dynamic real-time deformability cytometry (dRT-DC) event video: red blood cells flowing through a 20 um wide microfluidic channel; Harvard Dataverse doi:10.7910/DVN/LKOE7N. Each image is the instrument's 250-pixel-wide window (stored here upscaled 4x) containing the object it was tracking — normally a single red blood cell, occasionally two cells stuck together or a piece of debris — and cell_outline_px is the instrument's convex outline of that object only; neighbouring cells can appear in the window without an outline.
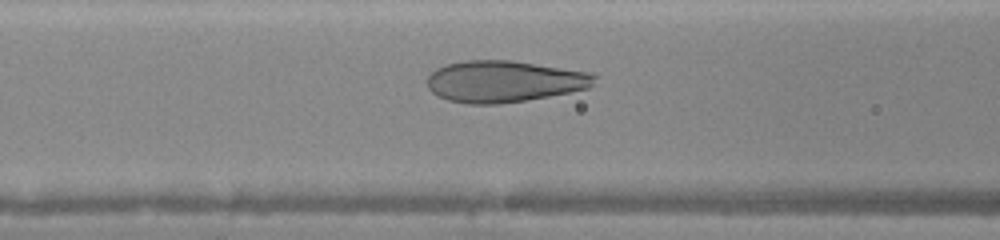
{"species": "human", "species_latin": "Homo sapiens", "temperature_condition": "warm", "stored_images_in_passage": 34, "camera_frame_rate_fps": 3000, "um_per_image_px": 0.085, "donor": {"sex": "female"}, "frame": {"image": 1, "passage_image": 14, "time_ms": 4.333, "image_size_px": [1000, 240], "cell_outline_px": [[596, 76], [592, 84], [588, 88], [548, 96], [500, 104], [468, 104], [448, 100], [436, 96], [428, 88], [428, 76], [436, 68], [444, 64], [464, 60], [512, 60], [588, 72]], "centroid_in_image_um": [42.78, 6.91], "position_along_channel_um": 123.8, "area_um2": 40.4}}
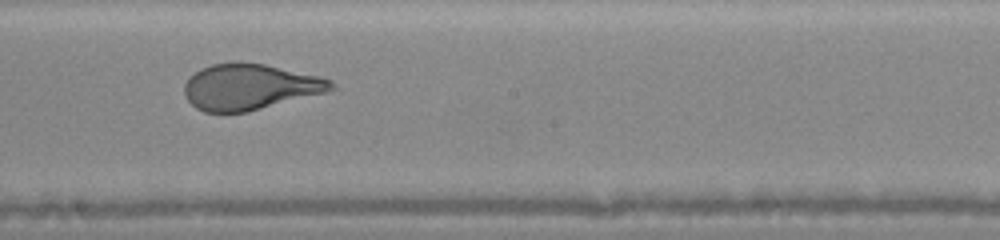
{"frame": {"image": 2, "passage_image": 21, "time_ms": 6.667, "image_size_px": [1000, 240], "cell_outline_px": [[336, 88], [324, 92], [248, 112], [204, 112], [196, 108], [188, 100], [184, 92], [184, 84], [188, 76], [200, 68], [212, 64], [264, 64], [320, 76], [332, 80], [336, 84]], "centroid_in_image_um": [21.22, 7.4], "position_along_channel_um": 227.0, "area_um2": 38.78}}
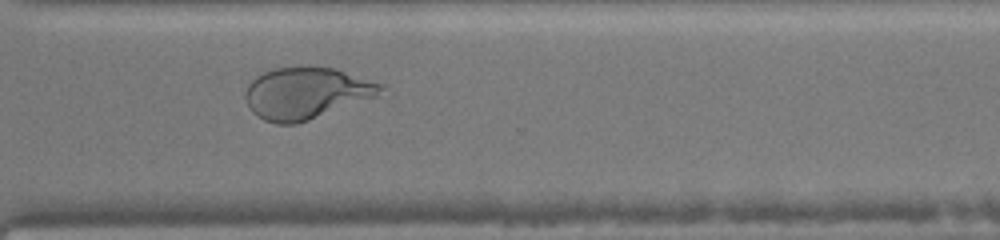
{"frame": {"image": 3, "passage_image": 29, "time_ms": 9.333, "image_size_px": [1000, 240], "cell_outline_px": [[392, 96], [296, 124], [276, 124], [264, 120], [256, 116], [252, 112], [244, 96], [244, 92], [248, 84], [256, 76], [272, 68], [304, 64], [336, 68], [388, 84]], "centroid_in_image_um": [26.29, 7.9], "position_along_channel_um": 344.3, "area_um2": 43.75}}